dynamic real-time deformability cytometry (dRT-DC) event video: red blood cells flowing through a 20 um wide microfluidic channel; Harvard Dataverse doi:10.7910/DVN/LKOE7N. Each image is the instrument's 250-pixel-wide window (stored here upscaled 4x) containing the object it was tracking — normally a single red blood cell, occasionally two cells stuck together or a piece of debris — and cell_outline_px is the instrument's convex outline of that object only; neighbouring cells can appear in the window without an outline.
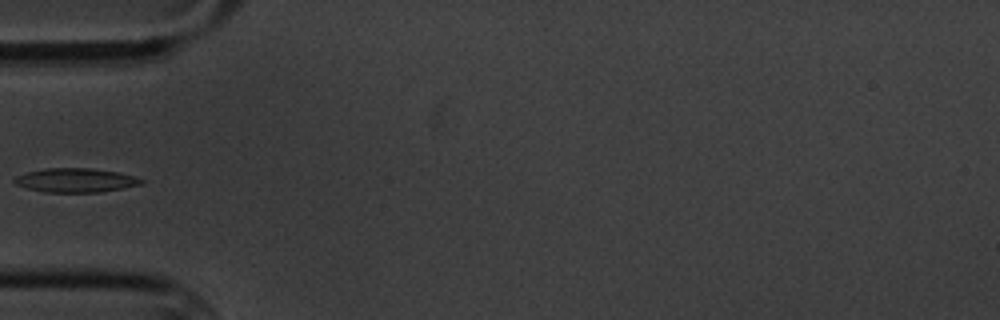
{"species": "common noctule bat (a hibernating species)", "species_latin": "Nyctalus noctula", "temperature_condition": "cold", "stored_images_in_passage": 14, "camera_frame_rate_fps": 3000, "um_per_image_px": 0.085, "animal": {"sex": "male", "body_mass_g": 20.1, "forearm_length_mm": 53.5}, "frame": {"image": 1, "passage_image": 4, "time_ms": 4.333, "image_size_px": [1000, 320], "cell_outline_px": [[144, 180], [140, 184], [124, 188], [100, 192], [44, 192], [28, 188], [16, 184], [12, 180], [16, 176], [28, 172], [44, 168], [88, 168], [116, 172], [132, 176]], "centroid_in_image_um": [6.39, 15.32], "position_along_channel_um": 78.6, "area_um2": 17.51}}
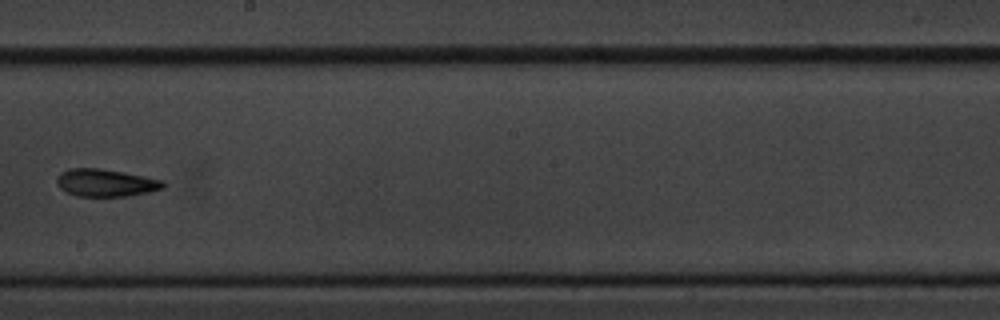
{"frame": {"image": 2, "passage_image": 8, "time_ms": 9.0, "image_size_px": [1000, 320], "cell_outline_px": [[164, 188], [148, 192], [128, 196], [76, 196], [64, 192], [56, 184], [56, 176], [60, 172], [68, 168], [96, 168], [124, 172], [164, 180]], "centroid_in_image_um": [8.93, 15.53], "position_along_channel_um": 239.3, "area_um2": 17.22}}
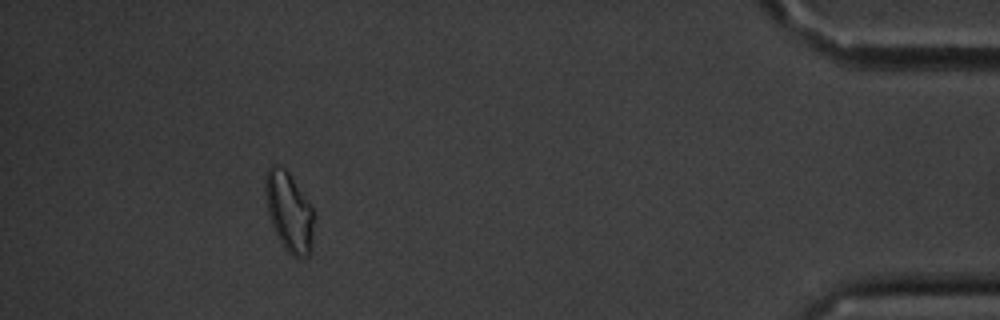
{"frame": {"image": 3, "passage_image": 13, "time_ms": 15.667, "image_size_px": [1000, 320], "cell_outline_px": [[316, 216], [312, 252], [308, 256], [300, 260], [296, 260], [284, 248], [272, 224], [268, 212], [264, 192], [264, 180], [268, 168], [272, 164], [276, 164], [284, 168], [288, 172], [312, 208]], "centroid_in_image_um": [24.61, 18.06], "position_along_channel_um": 410.6, "area_um2": 23.0}, "authors_computed_cell_mechanics": {"area_um2": 17.1088, "velocity_mm_per_s": 3.4326, "shape_relaxation_time_tau1_ms": null, "shape_relaxation_time_tau2_ms": 4.8971, "deformation_change_tau1": null, "deformation_change_tau2": 0.1142}}